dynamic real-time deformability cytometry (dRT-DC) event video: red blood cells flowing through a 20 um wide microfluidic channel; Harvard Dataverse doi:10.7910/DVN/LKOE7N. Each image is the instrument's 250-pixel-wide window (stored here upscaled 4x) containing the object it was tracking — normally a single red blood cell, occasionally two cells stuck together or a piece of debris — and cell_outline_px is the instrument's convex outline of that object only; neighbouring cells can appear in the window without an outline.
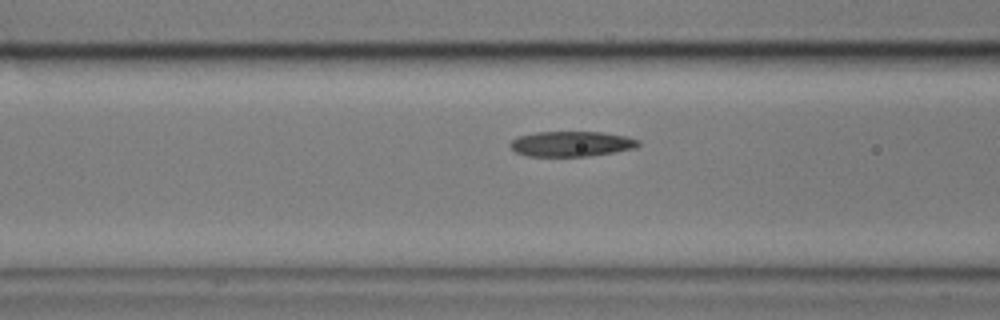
{"species": "common noctule bat (a hibernating species)", "species_latin": "Nyctalus noctula", "temperature_condition": "cold", "stored_images_in_passage": 46, "camera_frame_rate_fps": 3000, "um_per_image_px": 0.085, "animal": {"sex": "male", "body_mass_g": 17.9}, "frame": {"image": 1, "passage_image": 9, "time_ms": 2.667, "image_size_px": [1000, 320], "cell_outline_px": [[640, 144], [636, 148], [588, 156], [528, 156], [516, 152], [508, 144], [516, 136], [536, 132], [600, 132], [624, 136], [640, 140]], "centroid_in_image_um": [48.54, 12.22], "position_along_channel_um": 118.1, "area_um2": 18.79}}
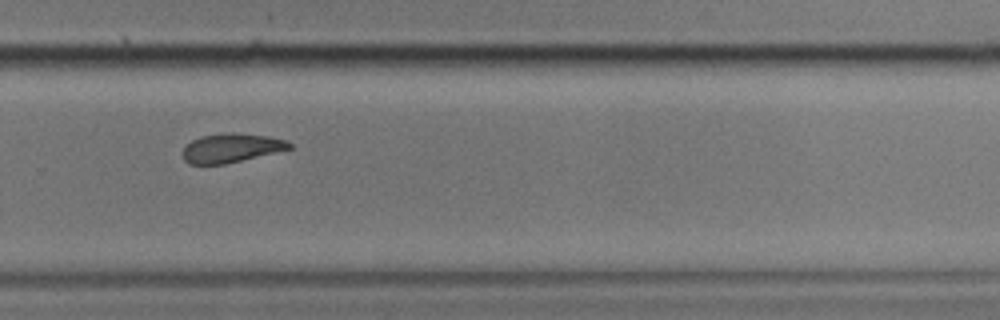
{"frame": {"image": 2, "passage_image": 26, "time_ms": 8.333, "image_size_px": [1000, 320], "cell_outline_px": [[292, 148], [224, 164], [188, 164], [184, 160], [180, 152], [192, 140], [200, 136], [228, 132], [232, 132], [268, 136], [284, 140], [292, 144]], "centroid_in_image_um": [19.6, 12.57], "position_along_channel_um": 310.2, "area_um2": 17.92}}
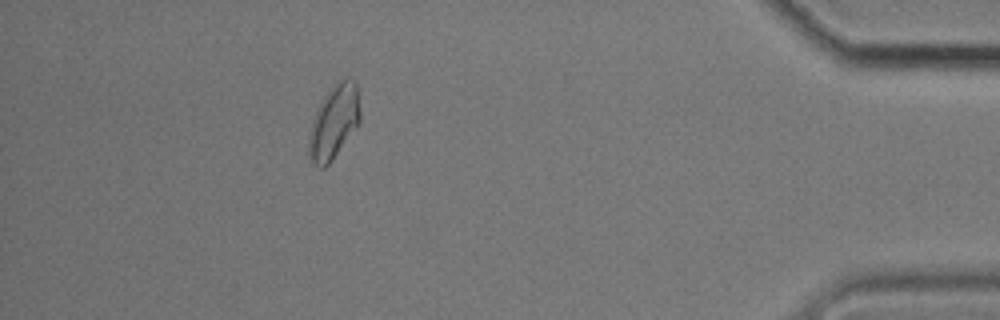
{"frame": {"image": 3, "passage_image": 39, "time_ms": 12.667, "image_size_px": [1000, 320], "cell_outline_px": [[360, 124], [332, 160], [324, 168], [320, 168], [312, 164], [308, 152], [308, 136], [312, 120], [316, 108], [324, 96], [340, 80], [356, 80], [360, 112]], "centroid_in_image_um": [28.37, 10.42], "position_along_channel_um": 406.8, "area_um2": 22.14}, "authors_computed_cell_mechanics": {"area_um2": 19.1318, "velocity_mm_per_s": 3.4, "shape_relaxation_time_tau1_ms": 5.3897, "shape_relaxation_time_tau2_ms": 4.7819, "deformation_change_tau1": 0.148, "deformation_change_tau2": 0.1193}}